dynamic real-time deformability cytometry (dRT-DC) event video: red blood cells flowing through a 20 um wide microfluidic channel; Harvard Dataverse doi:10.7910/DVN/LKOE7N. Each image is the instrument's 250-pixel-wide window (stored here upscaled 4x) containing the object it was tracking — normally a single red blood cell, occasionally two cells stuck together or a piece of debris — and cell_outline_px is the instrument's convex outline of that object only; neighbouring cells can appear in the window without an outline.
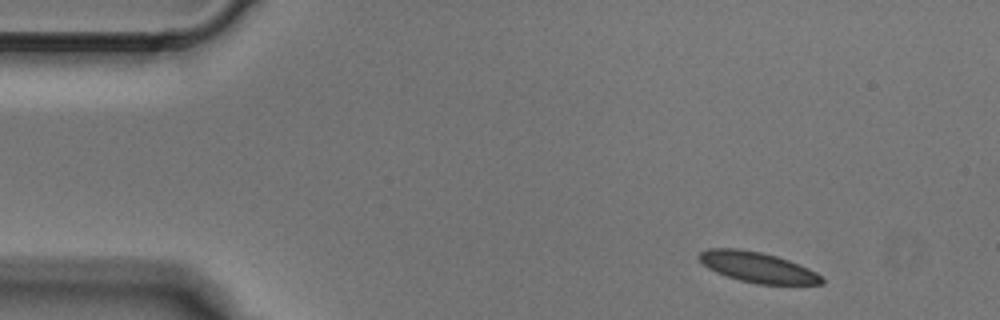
{"species": "Egyptian fruit bat (a non-hibernating species)", "species_latin": "Rousettus aegyptiacus", "temperature_condition": "cold", "stored_images_in_passage": 4, "camera_frame_rate_fps": 3000, "um_per_image_px": 0.085, "animal": {"sex": "male"}, "frame": {"image": 1, "passage_image": 1, "time_ms": 0.0, "image_size_px": [1000, 320], "cell_outline_px": [[824, 284], [756, 284], [740, 280], [716, 272], [708, 268], [696, 256], [700, 252], [708, 248], [740, 248], [760, 252], [776, 256], [788, 260], [808, 268], [824, 276]], "centroid_in_image_um": [64.4, 22.71], "position_along_channel_um": 20.6, "area_um2": 21.73}}